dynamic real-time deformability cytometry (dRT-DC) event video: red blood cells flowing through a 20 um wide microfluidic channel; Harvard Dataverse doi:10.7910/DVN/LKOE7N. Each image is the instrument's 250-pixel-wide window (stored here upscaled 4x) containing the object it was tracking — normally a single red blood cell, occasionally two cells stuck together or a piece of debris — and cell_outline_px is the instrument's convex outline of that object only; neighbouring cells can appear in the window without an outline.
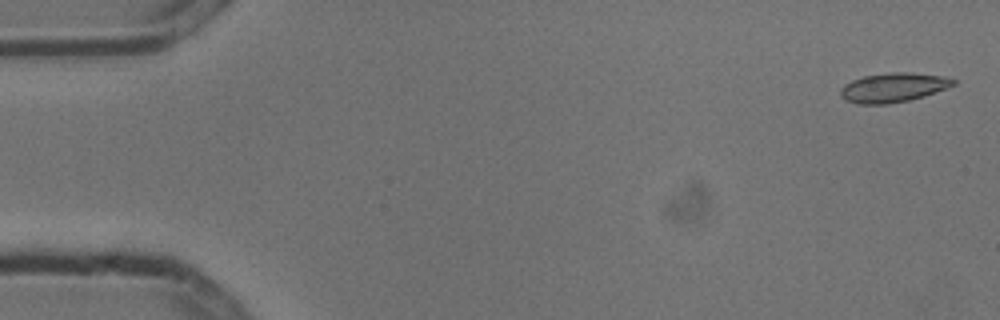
{"species": "common noctule bat (a hibernating species)", "species_latin": "Nyctalus noctula", "temperature_condition": "cold", "stored_images_in_passage": 4, "camera_frame_rate_fps": 3000, "um_per_image_px": 0.085, "animal": {"sex": "male", "body_mass_g": 13.3}, "frame": {"image": 1, "passage_image": 4, "time_ms": 1.0, "image_size_px": [1000, 320], "cell_outline_px": [[956, 84], [924, 96], [908, 100], [888, 104], [860, 104], [848, 100], [840, 96], [840, 88], [844, 84], [852, 80], [864, 76], [888, 72], [912, 72], [944, 76], [956, 80]], "centroid_in_image_um": [75.92, 7.42], "position_along_channel_um": 9.1, "area_um2": 19.25}}